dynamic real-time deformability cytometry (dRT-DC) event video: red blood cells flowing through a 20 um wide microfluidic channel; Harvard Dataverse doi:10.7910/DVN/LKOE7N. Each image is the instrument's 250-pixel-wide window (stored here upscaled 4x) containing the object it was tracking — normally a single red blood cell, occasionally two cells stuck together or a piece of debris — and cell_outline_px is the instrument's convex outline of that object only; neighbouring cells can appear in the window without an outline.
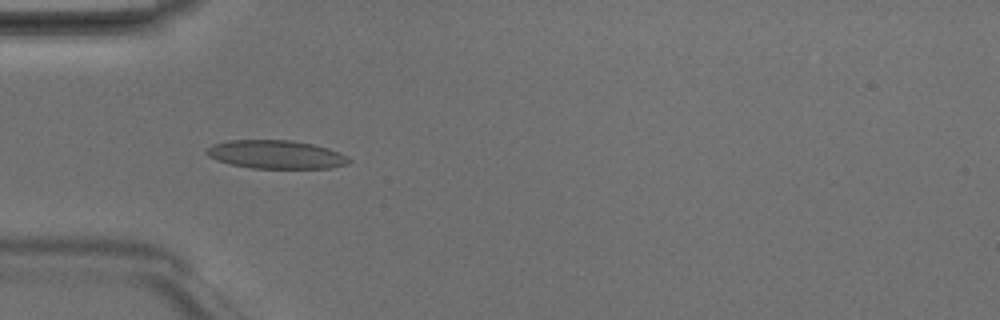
{"species": "Egyptian fruit bat (a non-hibernating species)", "species_latin": "Rousettus aegyptiacus", "temperature_condition": "room temperature", "stored_images_in_passage": 4, "camera_frame_rate_fps": 3000, "um_per_image_px": 0.085, "animal": {"sex": "male"}, "frame": {"image": 1, "passage_image": 4, "time_ms": 1.0, "image_size_px": [1000, 320], "cell_outline_px": [[352, 160], [348, 164], [328, 168], [252, 168], [232, 164], [216, 160], [208, 156], [204, 152], [212, 144], [228, 140], [292, 140], [312, 144], [328, 148]], "centroid_in_image_um": [23.41, 13.13], "position_along_channel_um": 61.6, "area_um2": 23.41}}